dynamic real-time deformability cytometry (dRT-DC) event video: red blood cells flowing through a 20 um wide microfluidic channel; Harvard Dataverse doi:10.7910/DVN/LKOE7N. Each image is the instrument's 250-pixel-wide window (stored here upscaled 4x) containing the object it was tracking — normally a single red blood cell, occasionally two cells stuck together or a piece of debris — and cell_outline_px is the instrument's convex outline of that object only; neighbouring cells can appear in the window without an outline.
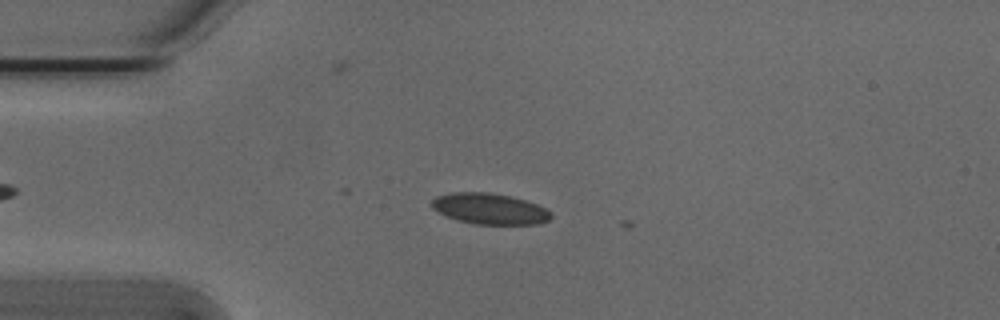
{"species": "Egyptian fruit bat (a non-hibernating species)", "species_latin": "Rousettus aegyptiacus", "temperature_condition": "cold", "stored_images_in_passage": 5, "camera_frame_rate_fps": 3000, "um_per_image_px": 0.085, "animal": {"sex": "male"}, "frame": {"image": 1, "passage_image": 2, "time_ms": 0.333, "image_size_px": [1000, 320], "cell_outline_px": [[552, 216], [548, 220], [540, 224], [476, 224], [460, 220], [448, 216], [432, 208], [432, 200], [436, 196], [452, 192], [488, 192], [508, 196], [524, 200], [536, 204], [544, 208]], "centroid_in_image_um": [41.61, 17.74], "position_along_channel_um": 43.4, "area_um2": 21.1}}